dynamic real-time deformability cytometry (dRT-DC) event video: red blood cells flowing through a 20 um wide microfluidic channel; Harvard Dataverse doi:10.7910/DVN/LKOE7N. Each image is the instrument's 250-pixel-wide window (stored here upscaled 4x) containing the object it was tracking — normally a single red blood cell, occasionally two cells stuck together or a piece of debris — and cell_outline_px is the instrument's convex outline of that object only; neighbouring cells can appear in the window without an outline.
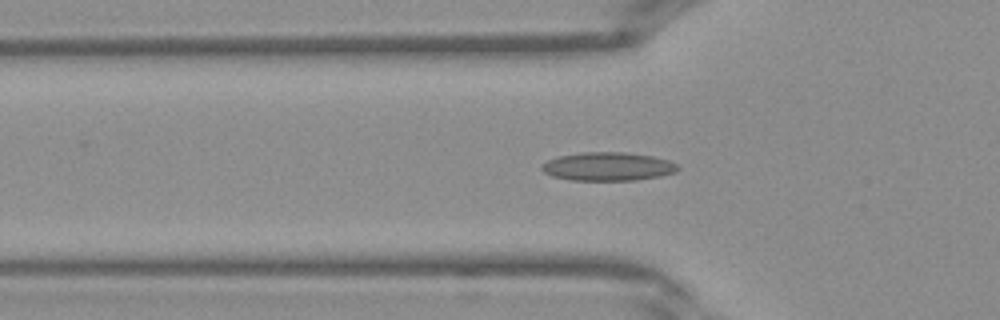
{"species": "Egyptian fruit bat (a non-hibernating species)", "species_latin": "Rousettus aegyptiacus", "temperature_condition": "warm", "stored_images_in_passage": 32, "camera_frame_rate_fps": 3000, "um_per_image_px": 0.085, "frame": {"image": 1, "passage_image": 4, "time_ms": 1.0, "image_size_px": [1000, 320], "cell_outline_px": [[680, 168], [676, 172], [660, 176], [636, 180], [572, 180], [552, 176], [544, 172], [540, 168], [540, 164], [548, 160], [560, 156], [580, 152], [624, 152], [652, 156], [668, 160], [676, 164]], "centroid_in_image_um": [51.66, 14.15], "position_along_channel_um": 74.1, "area_um2": 22.6}}
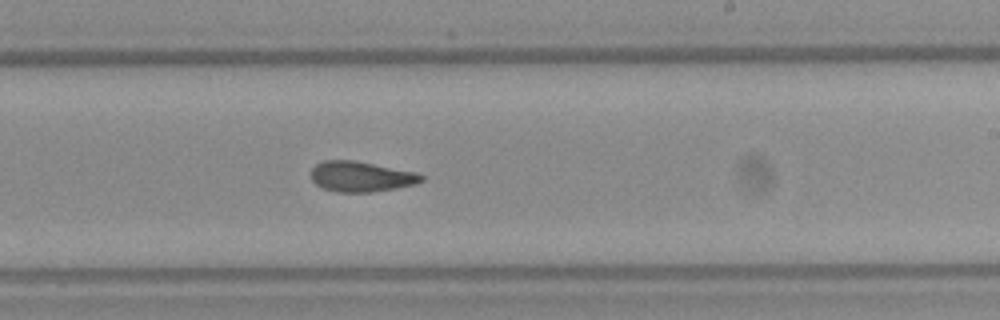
{"frame": {"image": 2, "passage_image": 15, "time_ms": 4.667, "image_size_px": [1000, 320], "cell_outline_px": [[424, 180], [416, 184], [396, 188], [372, 192], [336, 192], [320, 188], [312, 180], [312, 168], [316, 164], [324, 160], [352, 160], [416, 172], [424, 176]], "centroid_in_image_um": [30.68, 15.02], "position_along_channel_um": 258.3, "area_um2": 19.54}}
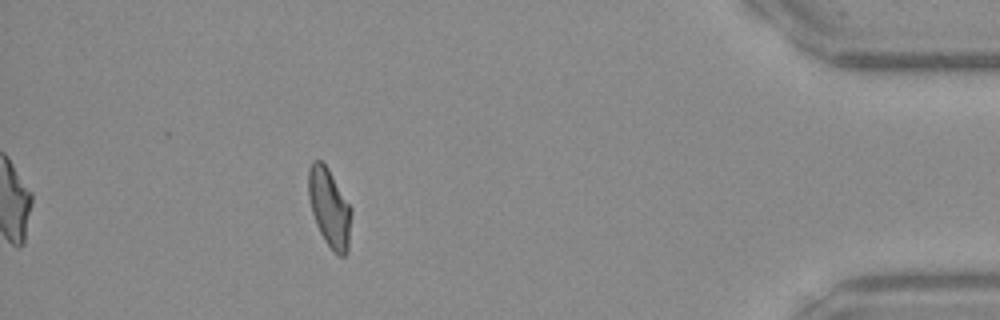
{"frame": {"image": 3, "passage_image": 27, "time_ms": 8.667, "image_size_px": [1000, 320], "cell_outline_px": [[352, 212], [348, 252], [344, 256], [340, 256], [324, 240], [316, 224], [312, 212], [308, 196], [308, 168], [312, 160], [320, 160], [328, 168], [352, 208]], "centroid_in_image_um": [28.0, 17.64], "position_along_channel_um": 407.2, "area_um2": 19.65}}